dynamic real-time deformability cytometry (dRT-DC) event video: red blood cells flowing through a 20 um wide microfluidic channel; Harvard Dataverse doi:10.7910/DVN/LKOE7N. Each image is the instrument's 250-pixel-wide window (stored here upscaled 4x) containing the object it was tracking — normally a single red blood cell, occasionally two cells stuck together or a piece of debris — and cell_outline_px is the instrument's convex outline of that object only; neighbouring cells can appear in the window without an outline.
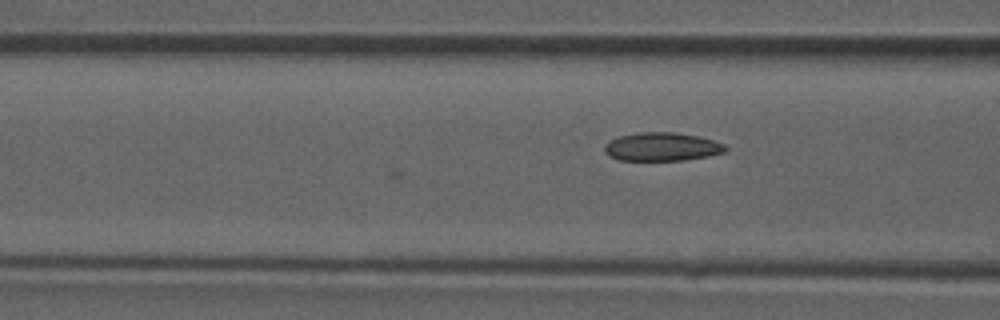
{"species": "common noctule bat (a hibernating species)", "species_latin": "Nyctalus noctula", "temperature_condition": "room temperature", "stored_images_in_passage": 11, "camera_frame_rate_fps": 3000, "um_per_image_px": 0.085, "animal": {"sex": "male", "forearm_length_mm": 52.5}, "frame": {"image": 1, "passage_image": 11, "time_ms": 3.333, "image_size_px": [1000, 320], "cell_outline_px": [[728, 148], [724, 152], [708, 156], [684, 160], [620, 160], [608, 156], [604, 152], [604, 144], [620, 136], [640, 132], [672, 132], [696, 136], [712, 140], [724, 144]], "centroid_in_image_um": [56.24, 12.48], "position_along_channel_um": 110.4, "area_um2": 19.88}}